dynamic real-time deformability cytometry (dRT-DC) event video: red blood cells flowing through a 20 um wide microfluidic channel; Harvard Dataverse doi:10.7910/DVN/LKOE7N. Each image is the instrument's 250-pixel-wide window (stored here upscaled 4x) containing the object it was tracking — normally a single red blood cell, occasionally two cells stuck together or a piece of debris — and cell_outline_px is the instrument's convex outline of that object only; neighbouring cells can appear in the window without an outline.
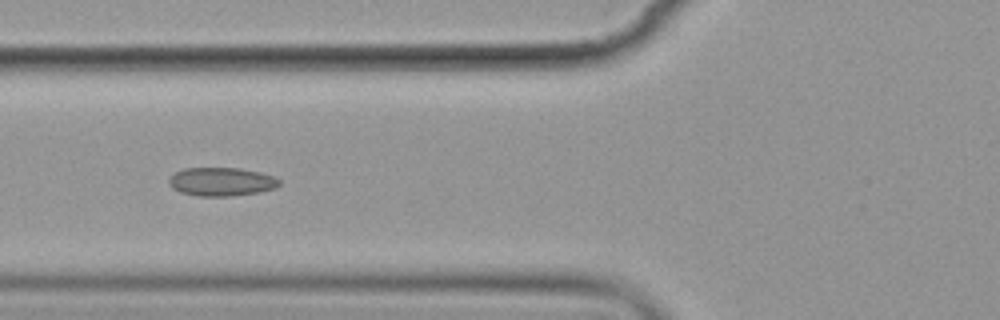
{"species": "common noctule bat (a hibernating species)", "species_latin": "Nyctalus noctula", "temperature_condition": "cold", "stored_images_in_passage": 14, "camera_frame_rate_fps": 3000, "um_per_image_px": 0.085, "animal": {"sex": "female", "body_mass_g": 19.9}, "frame": {"image": 1, "passage_image": 5, "time_ms": 5.667, "image_size_px": [1000, 320], "cell_outline_px": [[280, 184], [276, 188], [260, 192], [228, 196], [196, 196], [180, 192], [172, 188], [168, 184], [168, 180], [176, 172], [184, 168], [240, 168], [260, 172], [272, 176], [280, 180]], "centroid_in_image_um": [18.82, 15.45], "position_along_channel_um": 107.0, "area_um2": 18.38}}
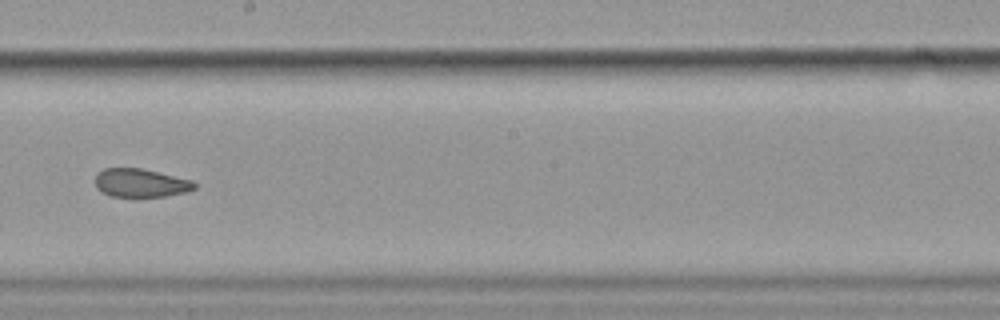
{"frame": {"image": 2, "passage_image": 8, "time_ms": 9.333, "image_size_px": [1000, 320], "cell_outline_px": [[196, 188], [188, 192], [164, 196], [108, 196], [100, 192], [96, 188], [96, 172], [104, 168], [140, 168], [192, 180], [196, 184]], "centroid_in_image_um": [11.93, 15.55], "position_along_channel_um": 236.3, "area_um2": 16.47}}
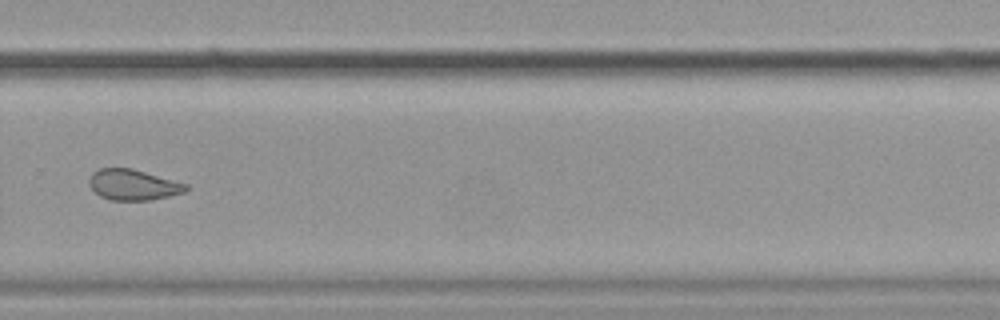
{"frame": {"image": 3, "passage_image": 10, "time_ms": 11.667, "image_size_px": [1000, 320], "cell_outline_px": [[188, 188], [184, 192], [152, 200], [112, 200], [100, 196], [88, 184], [88, 180], [92, 172], [100, 168], [132, 168], [188, 184]], "centroid_in_image_um": [11.3, 15.7], "position_along_channel_um": 318.5, "area_um2": 17.28}, "authors_computed_cell_mechanics": {"area_um2": 18.9295, "velocity_mm_per_s": 3.5342, "shape_relaxation_time_tau1_ms": null, "shape_relaxation_time_tau2_ms": 1.5671, "deformation_change_tau1": null, "deformation_change_tau2": 0.0556}}